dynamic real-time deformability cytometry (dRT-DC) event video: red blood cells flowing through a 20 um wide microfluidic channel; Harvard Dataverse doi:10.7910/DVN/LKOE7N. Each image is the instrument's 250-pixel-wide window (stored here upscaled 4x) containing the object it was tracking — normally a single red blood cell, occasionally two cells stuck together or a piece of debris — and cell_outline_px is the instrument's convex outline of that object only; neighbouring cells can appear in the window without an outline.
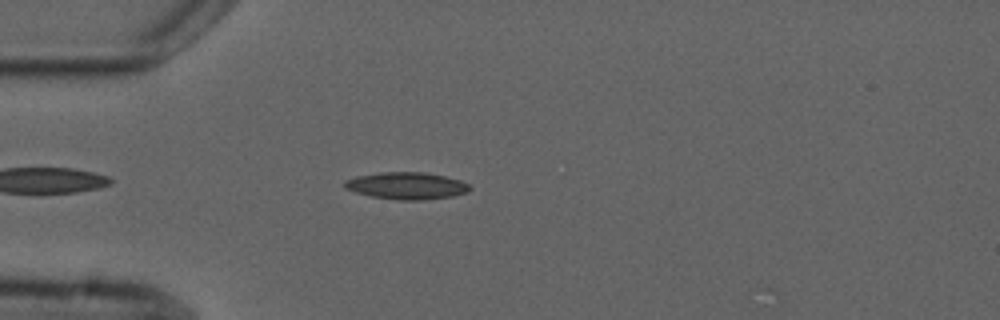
{"species": "common noctule bat (a hibernating species)", "species_latin": "Nyctalus noctula", "temperature_condition": "cold", "stored_images_in_passage": 4, "camera_frame_rate_fps": 3000, "um_per_image_px": 0.085, "animal": {"sex": "male", "forearm_length_mm": 52.5}, "frame": {"image": 1, "passage_image": 3, "time_ms": 3.0, "image_size_px": [1000, 320], "cell_outline_px": [[472, 188], [468, 192], [452, 196], [424, 200], [396, 200], [372, 196], [356, 192], [344, 188], [344, 180], [356, 176], [380, 172], [424, 172], [444, 176], [460, 180], [468, 184]], "centroid_in_image_um": [34.56, 15.79], "position_along_channel_um": 50.4, "area_um2": 19.77}}